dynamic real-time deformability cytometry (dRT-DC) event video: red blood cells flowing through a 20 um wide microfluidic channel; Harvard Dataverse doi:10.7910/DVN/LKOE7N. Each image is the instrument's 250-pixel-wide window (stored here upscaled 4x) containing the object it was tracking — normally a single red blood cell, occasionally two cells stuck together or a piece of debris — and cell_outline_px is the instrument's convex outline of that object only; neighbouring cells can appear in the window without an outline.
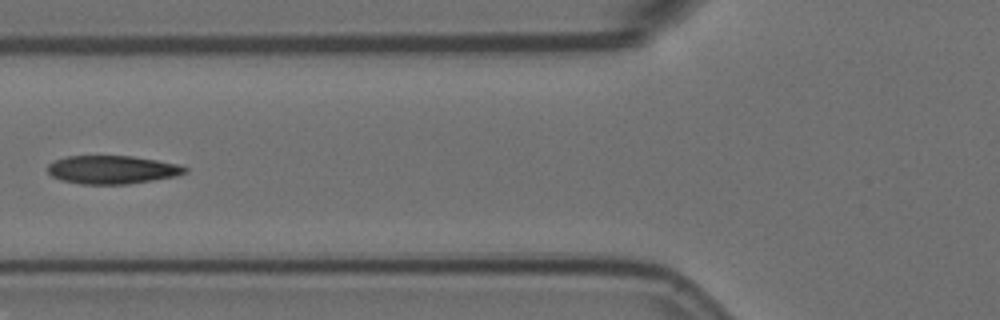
{"species": "Egyptian fruit bat (a non-hibernating species)", "species_latin": "Rousettus aegyptiacus", "temperature_condition": "room temperature", "stored_images_in_passage": 10, "camera_frame_rate_fps": 3000, "um_per_image_px": 0.085, "animal": {"sex": "female"}, "frame": {"image": 1, "passage_image": 5, "time_ms": 1.333, "image_size_px": [1000, 320], "cell_outline_px": [[188, 172], [176, 176], [128, 184], [80, 184], [60, 180], [52, 176], [48, 172], [48, 164], [56, 160], [68, 156], [132, 156], [180, 164], [188, 168]], "centroid_in_image_um": [9.55, 14.43], "position_along_channel_um": 116.2, "area_um2": 22.66}}
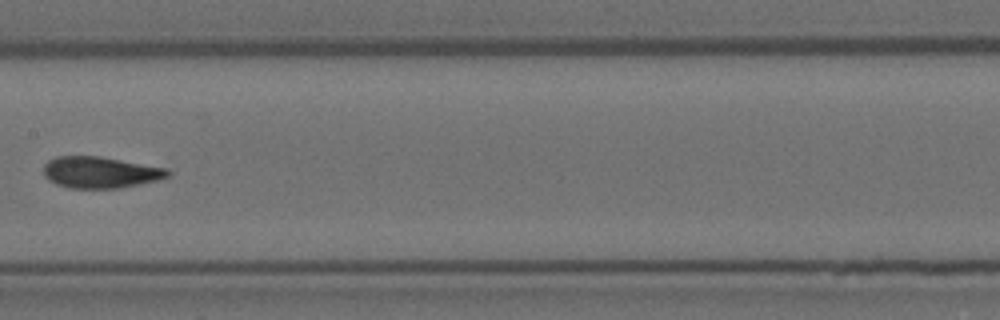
{"frame": {"image": 2, "passage_image": 7, "time_ms": 2.0, "image_size_px": [1000, 320], "cell_outline_px": [[172, 172], [168, 176], [156, 180], [140, 184], [120, 188], [68, 188], [56, 184], [48, 180], [44, 176], [44, 164], [48, 160], [56, 156], [100, 156], [168, 168]], "centroid_in_image_um": [8.51, 14.64], "position_along_channel_um": 198.9, "area_um2": 22.89}}
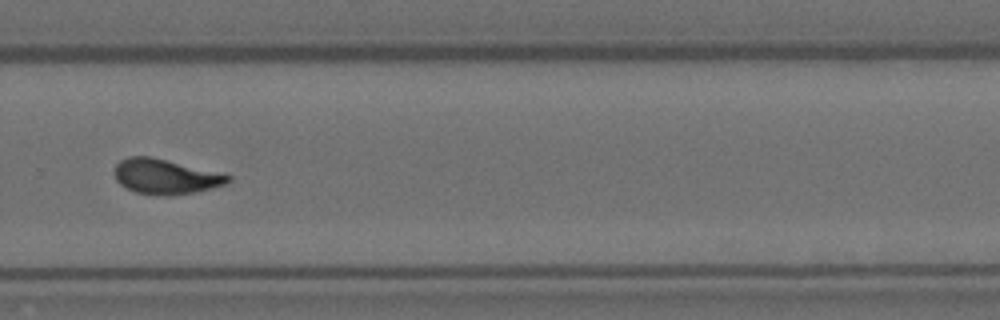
{"frame": {"image": 3, "passage_image": 10, "time_ms": 3.0, "image_size_px": [1000, 320], "cell_outline_px": [[232, 180], [224, 184], [212, 188], [196, 192], [168, 196], [156, 196], [136, 192], [120, 184], [116, 180], [116, 164], [120, 160], [128, 156], [152, 156], [232, 176]], "centroid_in_image_um": [14.06, 15.01], "position_along_channel_um": 315.7, "area_um2": 23.06}}